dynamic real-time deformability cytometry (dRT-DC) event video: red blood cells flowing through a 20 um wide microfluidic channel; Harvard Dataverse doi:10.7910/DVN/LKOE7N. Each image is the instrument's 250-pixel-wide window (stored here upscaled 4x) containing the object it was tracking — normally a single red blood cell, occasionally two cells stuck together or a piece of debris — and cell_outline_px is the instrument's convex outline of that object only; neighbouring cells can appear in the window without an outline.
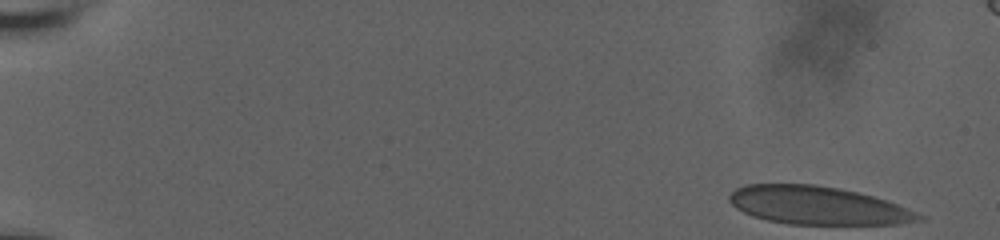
{"species": "human", "species_latin": "Homo sapiens", "temperature_condition": "room temperature", "stored_images_in_passage": 31, "camera_frame_rate_fps": 3000, "um_per_image_px": 0.085, "donor": {"sex": "male"}, "frame": {"image": 1, "passage_image": 1, "time_ms": 0.0, "image_size_px": [1000, 240], "cell_outline_px": [[924, 220], [896, 224], [788, 224], [768, 220], [752, 216], [736, 208], [728, 200], [728, 196], [736, 188], [748, 184], [812, 184], [836, 188], [856, 192], [888, 200], [924, 216]], "centroid_in_image_um": [69.49, 17.47], "position_along_channel_um": 15.5, "area_um2": 41.85}}
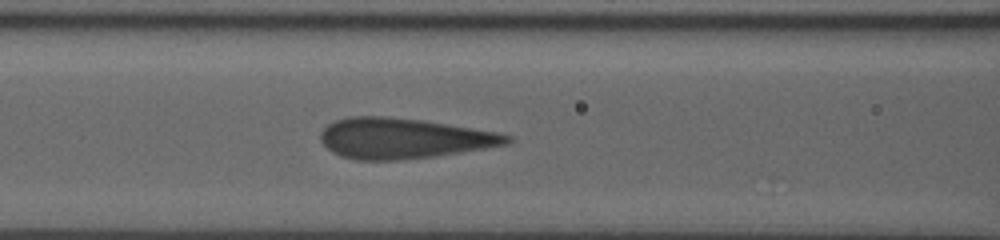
{"frame": {"image": 2, "passage_image": 24, "time_ms": 7.667, "image_size_px": [1000, 240], "cell_outline_px": [[512, 140], [508, 144], [460, 152], [432, 156], [400, 160], [356, 160], [340, 156], [332, 152], [320, 140], [320, 132], [328, 124], [336, 120], [348, 116], [384, 116], [420, 120], [496, 132], [512, 136]], "centroid_in_image_um": [34.24, 11.76], "position_along_channel_um": 132.4, "area_um2": 43.58}}
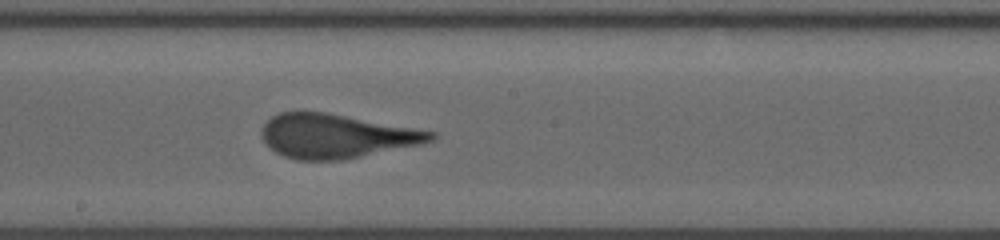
{"frame": {"image": 3, "passage_image": 31, "time_ms": 10.0, "image_size_px": [1000, 240], "cell_outline_px": [[436, 136], [432, 140], [420, 144], [340, 160], [296, 160], [284, 156], [276, 152], [264, 140], [260, 132], [264, 124], [272, 116], [280, 112], [324, 112], [436, 132]], "centroid_in_image_um": [28.54, 11.56], "position_along_channel_um": 219.7, "area_um2": 42.66}}